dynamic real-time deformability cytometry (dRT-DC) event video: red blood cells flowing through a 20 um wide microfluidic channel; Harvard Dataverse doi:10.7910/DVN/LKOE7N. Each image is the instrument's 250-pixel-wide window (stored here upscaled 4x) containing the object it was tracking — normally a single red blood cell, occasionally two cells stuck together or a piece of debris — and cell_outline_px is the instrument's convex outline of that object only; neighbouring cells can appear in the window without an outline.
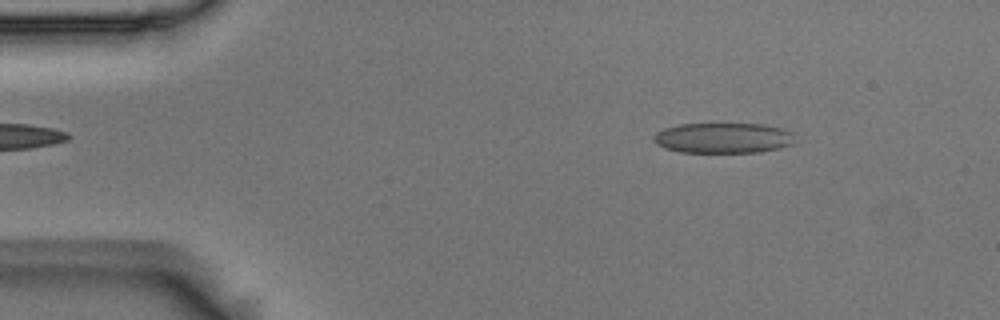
{"species": "Egyptian fruit bat (a non-hibernating species)", "species_latin": "Rousettus aegyptiacus", "temperature_condition": "room temperature", "stored_images_in_passage": 54, "camera_frame_rate_fps": 3000, "um_per_image_px": 0.085, "animal": {"sex": "male"}, "frame": {"image": 1, "passage_image": 8, "time_ms": 2.333, "image_size_px": [1000, 320], "cell_outline_px": [[796, 132], [792, 144], [780, 148], [760, 152], [680, 152], [664, 148], [656, 144], [652, 140], [652, 136], [656, 132], [664, 128], [680, 124], [764, 124], [784, 128]], "centroid_in_image_um": [61.49, 11.72], "position_along_channel_um": 23.5, "area_um2": 25.37}}
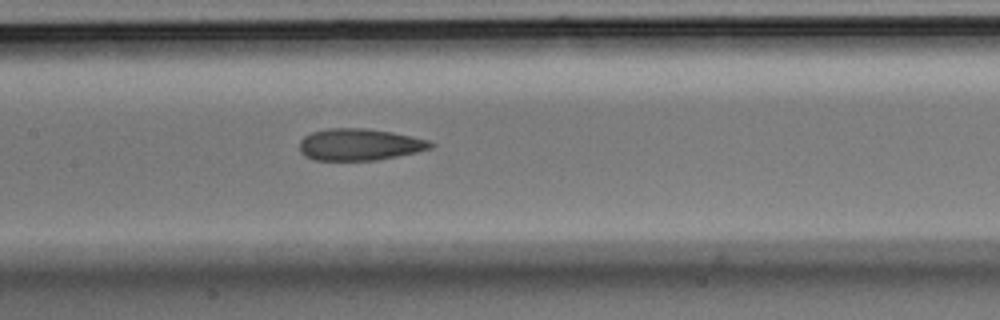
{"frame": {"image": 2, "passage_image": 26, "time_ms": 8.333, "image_size_px": [1000, 320], "cell_outline_px": [[436, 144], [432, 148], [416, 152], [376, 160], [312, 160], [304, 156], [300, 152], [300, 140], [304, 136], [312, 132], [328, 128], [364, 128], [392, 132], [428, 140]], "centroid_in_image_um": [30.53, 12.29], "position_along_channel_um": 176.9, "area_um2": 24.28}}
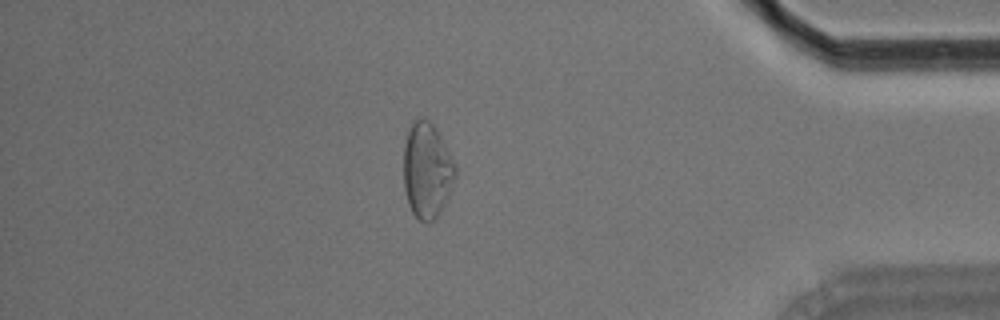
{"frame": {"image": 3, "passage_image": 47, "time_ms": 15.333, "image_size_px": [1000, 320], "cell_outline_px": [[456, 176], [448, 196], [440, 212], [428, 224], [420, 220], [412, 212], [408, 204], [404, 188], [404, 144], [412, 120], [420, 116], [424, 116], [436, 128], [456, 164]], "centroid_in_image_um": [36.29, 14.45], "position_along_channel_um": 398.9, "area_um2": 28.96}, "authors_computed_cell_mechanics": {"area_um2": 25.0274, "velocity_mm_per_s": 3.6914, "shape_relaxation_time_tau1_ms": null, "shape_relaxation_time_tau2_ms": 2.5168, "deformation_change_tau1": null, "deformation_change_tau2": 0.0992}}